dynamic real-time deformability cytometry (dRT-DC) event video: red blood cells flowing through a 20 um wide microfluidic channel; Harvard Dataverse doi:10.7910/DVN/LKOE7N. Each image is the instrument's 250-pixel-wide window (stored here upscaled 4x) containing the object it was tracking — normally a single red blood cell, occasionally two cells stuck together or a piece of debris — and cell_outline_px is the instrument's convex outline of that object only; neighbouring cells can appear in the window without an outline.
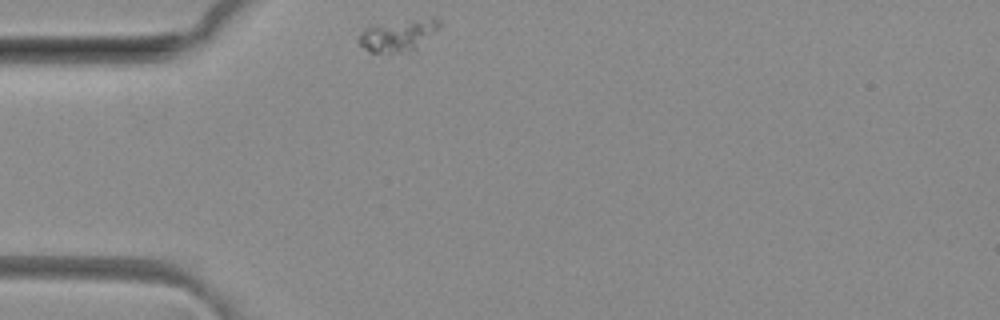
{"species": "common noctule bat (a hibernating species)", "species_latin": "Nyctalus noctula", "temperature_condition": "room temperature", "stored_images_in_passage": 29, "camera_frame_rate_fps": 3000, "um_per_image_px": 0.085, "animal": {"sex": "female", "body_mass_g": 29.2, "forearm_length_mm": 56.3}, "frame": {"image": 1, "passage_image": 1, "time_ms": 0.0, "image_size_px": [1000, 320], "cell_outline_px": [[440, 24], [416, 52], [368, 52], [356, 40], [360, 32], [364, 28], [372, 24], [432, 16], [436, 16], [440, 20]], "centroid_in_image_um": [33.83, 2.98], "position_along_channel_um": 51.2, "area_um2": 15.55}}
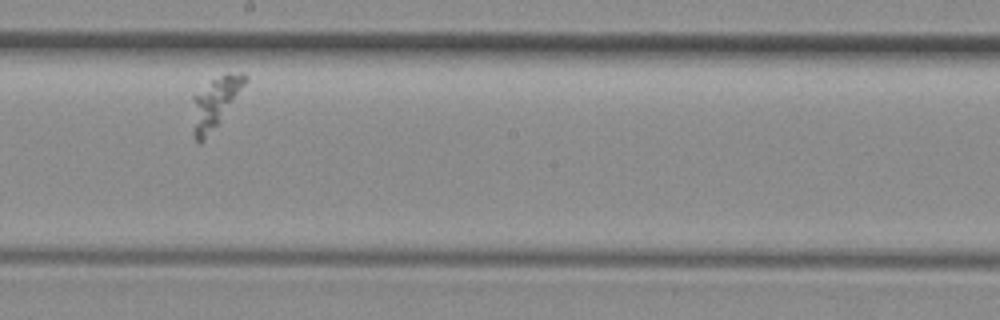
{"frame": {"image": 2, "passage_image": 17, "time_ms": 5.333, "image_size_px": [1000, 320], "cell_outline_px": [[248, 80], [216, 124], [204, 140], [200, 144], [196, 140], [192, 132], [192, 96], [212, 80], [224, 72], [244, 72], [248, 76]], "centroid_in_image_um": [18.25, 8.67], "position_along_channel_um": 229.9, "area_um2": 15.32}}
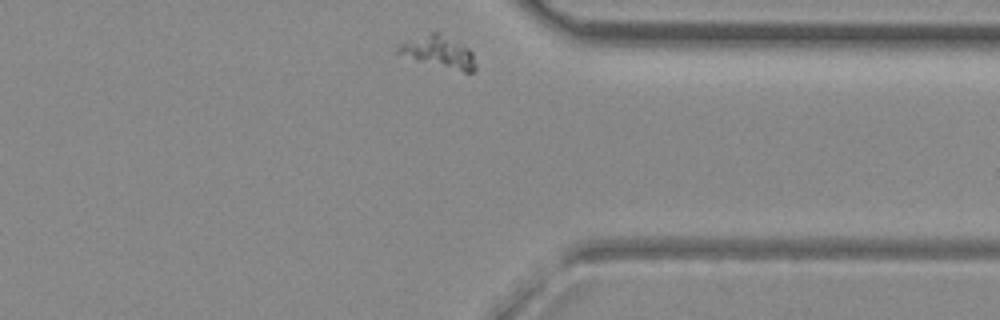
{"frame": {"image": 3, "passage_image": 29, "time_ms": 9.333, "image_size_px": [1000, 320], "cell_outline_px": [[476, 68], [472, 72], [464, 72], [416, 60], [396, 52], [396, 44], [432, 32], [436, 32], [464, 44], [472, 52], [476, 64]], "centroid_in_image_um": [37.3, 4.41], "position_along_channel_um": 374.1, "area_um2": 14.22}}